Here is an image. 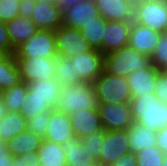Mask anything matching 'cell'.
I'll return each mask as SVG.
<instances>
[{
	"mask_svg": "<svg viewBox=\"0 0 167 166\" xmlns=\"http://www.w3.org/2000/svg\"><path fill=\"white\" fill-rule=\"evenodd\" d=\"M51 112L52 110L48 112L39 113L35 117L26 119L27 130L32 131L34 134L44 138L48 128V123L50 121Z\"/></svg>",
	"mask_w": 167,
	"mask_h": 166,
	"instance_id": "d6a6232c",
	"label": "cell"
},
{
	"mask_svg": "<svg viewBox=\"0 0 167 166\" xmlns=\"http://www.w3.org/2000/svg\"><path fill=\"white\" fill-rule=\"evenodd\" d=\"M38 153L27 152L14 159L13 166H37L39 165Z\"/></svg>",
	"mask_w": 167,
	"mask_h": 166,
	"instance_id": "74e56055",
	"label": "cell"
},
{
	"mask_svg": "<svg viewBox=\"0 0 167 166\" xmlns=\"http://www.w3.org/2000/svg\"><path fill=\"white\" fill-rule=\"evenodd\" d=\"M15 156L9 154V160H0V166H13Z\"/></svg>",
	"mask_w": 167,
	"mask_h": 166,
	"instance_id": "7bdbcfd3",
	"label": "cell"
},
{
	"mask_svg": "<svg viewBox=\"0 0 167 166\" xmlns=\"http://www.w3.org/2000/svg\"><path fill=\"white\" fill-rule=\"evenodd\" d=\"M36 2H44V3H50V4H59L60 0H35Z\"/></svg>",
	"mask_w": 167,
	"mask_h": 166,
	"instance_id": "bcb514c9",
	"label": "cell"
},
{
	"mask_svg": "<svg viewBox=\"0 0 167 166\" xmlns=\"http://www.w3.org/2000/svg\"><path fill=\"white\" fill-rule=\"evenodd\" d=\"M75 137L70 116L60 110L52 109L44 140L63 145Z\"/></svg>",
	"mask_w": 167,
	"mask_h": 166,
	"instance_id": "9a60e30c",
	"label": "cell"
},
{
	"mask_svg": "<svg viewBox=\"0 0 167 166\" xmlns=\"http://www.w3.org/2000/svg\"><path fill=\"white\" fill-rule=\"evenodd\" d=\"M26 102L20 113L26 118L35 117L39 113L56 109L57 100L61 94L62 85L56 78L37 80L27 83Z\"/></svg>",
	"mask_w": 167,
	"mask_h": 166,
	"instance_id": "6da1fadb",
	"label": "cell"
},
{
	"mask_svg": "<svg viewBox=\"0 0 167 166\" xmlns=\"http://www.w3.org/2000/svg\"><path fill=\"white\" fill-rule=\"evenodd\" d=\"M110 166H137L136 156L132 152L124 154Z\"/></svg>",
	"mask_w": 167,
	"mask_h": 166,
	"instance_id": "ab89813d",
	"label": "cell"
},
{
	"mask_svg": "<svg viewBox=\"0 0 167 166\" xmlns=\"http://www.w3.org/2000/svg\"><path fill=\"white\" fill-rule=\"evenodd\" d=\"M154 95L160 102L167 103V71H158Z\"/></svg>",
	"mask_w": 167,
	"mask_h": 166,
	"instance_id": "d590c367",
	"label": "cell"
},
{
	"mask_svg": "<svg viewBox=\"0 0 167 166\" xmlns=\"http://www.w3.org/2000/svg\"><path fill=\"white\" fill-rule=\"evenodd\" d=\"M106 20L102 16L95 18L80 29L84 39L88 42L92 49L99 50L102 53V36L106 25Z\"/></svg>",
	"mask_w": 167,
	"mask_h": 166,
	"instance_id": "f546056e",
	"label": "cell"
},
{
	"mask_svg": "<svg viewBox=\"0 0 167 166\" xmlns=\"http://www.w3.org/2000/svg\"><path fill=\"white\" fill-rule=\"evenodd\" d=\"M133 22L157 32H166V0H136Z\"/></svg>",
	"mask_w": 167,
	"mask_h": 166,
	"instance_id": "8992f818",
	"label": "cell"
},
{
	"mask_svg": "<svg viewBox=\"0 0 167 166\" xmlns=\"http://www.w3.org/2000/svg\"><path fill=\"white\" fill-rule=\"evenodd\" d=\"M26 118L20 112H7L0 120V135L7 143L27 129Z\"/></svg>",
	"mask_w": 167,
	"mask_h": 166,
	"instance_id": "d4e9b609",
	"label": "cell"
},
{
	"mask_svg": "<svg viewBox=\"0 0 167 166\" xmlns=\"http://www.w3.org/2000/svg\"><path fill=\"white\" fill-rule=\"evenodd\" d=\"M22 82L55 78L54 58H15Z\"/></svg>",
	"mask_w": 167,
	"mask_h": 166,
	"instance_id": "9c48e42d",
	"label": "cell"
},
{
	"mask_svg": "<svg viewBox=\"0 0 167 166\" xmlns=\"http://www.w3.org/2000/svg\"><path fill=\"white\" fill-rule=\"evenodd\" d=\"M4 55H5L4 53H1V52H0V59H1Z\"/></svg>",
	"mask_w": 167,
	"mask_h": 166,
	"instance_id": "c3c4849f",
	"label": "cell"
},
{
	"mask_svg": "<svg viewBox=\"0 0 167 166\" xmlns=\"http://www.w3.org/2000/svg\"><path fill=\"white\" fill-rule=\"evenodd\" d=\"M71 61L82 82L93 83L104 70V54L96 49L71 57Z\"/></svg>",
	"mask_w": 167,
	"mask_h": 166,
	"instance_id": "7c38bea8",
	"label": "cell"
},
{
	"mask_svg": "<svg viewBox=\"0 0 167 166\" xmlns=\"http://www.w3.org/2000/svg\"><path fill=\"white\" fill-rule=\"evenodd\" d=\"M156 146L167 155V126L157 131Z\"/></svg>",
	"mask_w": 167,
	"mask_h": 166,
	"instance_id": "60d3db41",
	"label": "cell"
},
{
	"mask_svg": "<svg viewBox=\"0 0 167 166\" xmlns=\"http://www.w3.org/2000/svg\"><path fill=\"white\" fill-rule=\"evenodd\" d=\"M7 114V109L5 107L4 101L0 94V120Z\"/></svg>",
	"mask_w": 167,
	"mask_h": 166,
	"instance_id": "ee69618b",
	"label": "cell"
},
{
	"mask_svg": "<svg viewBox=\"0 0 167 166\" xmlns=\"http://www.w3.org/2000/svg\"><path fill=\"white\" fill-rule=\"evenodd\" d=\"M35 5V0H21L19 6V15L31 19Z\"/></svg>",
	"mask_w": 167,
	"mask_h": 166,
	"instance_id": "f35d334b",
	"label": "cell"
},
{
	"mask_svg": "<svg viewBox=\"0 0 167 166\" xmlns=\"http://www.w3.org/2000/svg\"><path fill=\"white\" fill-rule=\"evenodd\" d=\"M151 62L158 71H167V32L160 34Z\"/></svg>",
	"mask_w": 167,
	"mask_h": 166,
	"instance_id": "1f68e13d",
	"label": "cell"
},
{
	"mask_svg": "<svg viewBox=\"0 0 167 166\" xmlns=\"http://www.w3.org/2000/svg\"><path fill=\"white\" fill-rule=\"evenodd\" d=\"M98 111L105 131L126 130L135 122L130 103H99Z\"/></svg>",
	"mask_w": 167,
	"mask_h": 166,
	"instance_id": "ba28073f",
	"label": "cell"
},
{
	"mask_svg": "<svg viewBox=\"0 0 167 166\" xmlns=\"http://www.w3.org/2000/svg\"><path fill=\"white\" fill-rule=\"evenodd\" d=\"M96 90L92 83L82 82L62 86L56 109L70 115L79 110H98Z\"/></svg>",
	"mask_w": 167,
	"mask_h": 166,
	"instance_id": "3957f363",
	"label": "cell"
},
{
	"mask_svg": "<svg viewBox=\"0 0 167 166\" xmlns=\"http://www.w3.org/2000/svg\"><path fill=\"white\" fill-rule=\"evenodd\" d=\"M37 153L41 166H66L65 152L62 145L58 143L43 139Z\"/></svg>",
	"mask_w": 167,
	"mask_h": 166,
	"instance_id": "4316f807",
	"label": "cell"
},
{
	"mask_svg": "<svg viewBox=\"0 0 167 166\" xmlns=\"http://www.w3.org/2000/svg\"><path fill=\"white\" fill-rule=\"evenodd\" d=\"M57 54L65 58H71L91 49L79 29H73L62 25L55 30Z\"/></svg>",
	"mask_w": 167,
	"mask_h": 166,
	"instance_id": "8fae6325",
	"label": "cell"
},
{
	"mask_svg": "<svg viewBox=\"0 0 167 166\" xmlns=\"http://www.w3.org/2000/svg\"><path fill=\"white\" fill-rule=\"evenodd\" d=\"M78 1H80V0H60L59 5H60L61 8L63 9V8H65V7H67V6H70V5H72L73 3H76V2H78Z\"/></svg>",
	"mask_w": 167,
	"mask_h": 166,
	"instance_id": "f6af8a7d",
	"label": "cell"
},
{
	"mask_svg": "<svg viewBox=\"0 0 167 166\" xmlns=\"http://www.w3.org/2000/svg\"><path fill=\"white\" fill-rule=\"evenodd\" d=\"M15 50L11 44L6 23L0 21V52L4 54H15Z\"/></svg>",
	"mask_w": 167,
	"mask_h": 166,
	"instance_id": "8d00e7d4",
	"label": "cell"
},
{
	"mask_svg": "<svg viewBox=\"0 0 167 166\" xmlns=\"http://www.w3.org/2000/svg\"><path fill=\"white\" fill-rule=\"evenodd\" d=\"M160 34V32L132 22L128 45L141 54L151 57L158 44Z\"/></svg>",
	"mask_w": 167,
	"mask_h": 166,
	"instance_id": "2e32d148",
	"label": "cell"
},
{
	"mask_svg": "<svg viewBox=\"0 0 167 166\" xmlns=\"http://www.w3.org/2000/svg\"><path fill=\"white\" fill-rule=\"evenodd\" d=\"M130 152L131 150L126 130H106L97 163L102 166H110L122 155Z\"/></svg>",
	"mask_w": 167,
	"mask_h": 166,
	"instance_id": "30bf717a",
	"label": "cell"
},
{
	"mask_svg": "<svg viewBox=\"0 0 167 166\" xmlns=\"http://www.w3.org/2000/svg\"><path fill=\"white\" fill-rule=\"evenodd\" d=\"M162 166H167V155H166V157L164 158V162H163Z\"/></svg>",
	"mask_w": 167,
	"mask_h": 166,
	"instance_id": "7dc6e473",
	"label": "cell"
},
{
	"mask_svg": "<svg viewBox=\"0 0 167 166\" xmlns=\"http://www.w3.org/2000/svg\"><path fill=\"white\" fill-rule=\"evenodd\" d=\"M31 20L39 30H57L63 25L62 8L59 4L36 2Z\"/></svg>",
	"mask_w": 167,
	"mask_h": 166,
	"instance_id": "ac0fdd59",
	"label": "cell"
},
{
	"mask_svg": "<svg viewBox=\"0 0 167 166\" xmlns=\"http://www.w3.org/2000/svg\"><path fill=\"white\" fill-rule=\"evenodd\" d=\"M69 116L75 137L79 139L104 130L98 110H79Z\"/></svg>",
	"mask_w": 167,
	"mask_h": 166,
	"instance_id": "ffe728a7",
	"label": "cell"
},
{
	"mask_svg": "<svg viewBox=\"0 0 167 166\" xmlns=\"http://www.w3.org/2000/svg\"><path fill=\"white\" fill-rule=\"evenodd\" d=\"M43 138L32 131L25 130L20 135L7 142L9 152L17 157L27 152H38Z\"/></svg>",
	"mask_w": 167,
	"mask_h": 166,
	"instance_id": "cb8c5ba5",
	"label": "cell"
},
{
	"mask_svg": "<svg viewBox=\"0 0 167 166\" xmlns=\"http://www.w3.org/2000/svg\"><path fill=\"white\" fill-rule=\"evenodd\" d=\"M104 71L127 77L138 69L152 66L151 57L143 55L129 45L104 55Z\"/></svg>",
	"mask_w": 167,
	"mask_h": 166,
	"instance_id": "277c9868",
	"label": "cell"
},
{
	"mask_svg": "<svg viewBox=\"0 0 167 166\" xmlns=\"http://www.w3.org/2000/svg\"><path fill=\"white\" fill-rule=\"evenodd\" d=\"M56 55L58 54L54 30H38L15 50V58H54Z\"/></svg>",
	"mask_w": 167,
	"mask_h": 166,
	"instance_id": "52a82bcc",
	"label": "cell"
},
{
	"mask_svg": "<svg viewBox=\"0 0 167 166\" xmlns=\"http://www.w3.org/2000/svg\"><path fill=\"white\" fill-rule=\"evenodd\" d=\"M106 21H133L134 0H94Z\"/></svg>",
	"mask_w": 167,
	"mask_h": 166,
	"instance_id": "e0dca14e",
	"label": "cell"
},
{
	"mask_svg": "<svg viewBox=\"0 0 167 166\" xmlns=\"http://www.w3.org/2000/svg\"><path fill=\"white\" fill-rule=\"evenodd\" d=\"M158 70L152 65L138 69L126 77L131 98L154 94Z\"/></svg>",
	"mask_w": 167,
	"mask_h": 166,
	"instance_id": "d6986e66",
	"label": "cell"
},
{
	"mask_svg": "<svg viewBox=\"0 0 167 166\" xmlns=\"http://www.w3.org/2000/svg\"><path fill=\"white\" fill-rule=\"evenodd\" d=\"M129 139V146L132 153L142 151L144 148L156 146V133L144 125L134 122L126 129Z\"/></svg>",
	"mask_w": 167,
	"mask_h": 166,
	"instance_id": "603a6c76",
	"label": "cell"
},
{
	"mask_svg": "<svg viewBox=\"0 0 167 166\" xmlns=\"http://www.w3.org/2000/svg\"><path fill=\"white\" fill-rule=\"evenodd\" d=\"M137 166H162L166 155L157 147L144 148L135 153Z\"/></svg>",
	"mask_w": 167,
	"mask_h": 166,
	"instance_id": "4dcf8cb0",
	"label": "cell"
},
{
	"mask_svg": "<svg viewBox=\"0 0 167 166\" xmlns=\"http://www.w3.org/2000/svg\"><path fill=\"white\" fill-rule=\"evenodd\" d=\"M96 90L98 103H130V88L125 77L102 71L100 76L92 83Z\"/></svg>",
	"mask_w": 167,
	"mask_h": 166,
	"instance_id": "5b68a950",
	"label": "cell"
},
{
	"mask_svg": "<svg viewBox=\"0 0 167 166\" xmlns=\"http://www.w3.org/2000/svg\"><path fill=\"white\" fill-rule=\"evenodd\" d=\"M100 16L94 0H80L62 9L63 25L81 29Z\"/></svg>",
	"mask_w": 167,
	"mask_h": 166,
	"instance_id": "4fadbf2b",
	"label": "cell"
},
{
	"mask_svg": "<svg viewBox=\"0 0 167 166\" xmlns=\"http://www.w3.org/2000/svg\"><path fill=\"white\" fill-rule=\"evenodd\" d=\"M133 21H107L102 36V53L108 54L128 45Z\"/></svg>",
	"mask_w": 167,
	"mask_h": 166,
	"instance_id": "5bb4252c",
	"label": "cell"
},
{
	"mask_svg": "<svg viewBox=\"0 0 167 166\" xmlns=\"http://www.w3.org/2000/svg\"><path fill=\"white\" fill-rule=\"evenodd\" d=\"M62 147L65 152L66 166H95L98 164L77 137L70 138Z\"/></svg>",
	"mask_w": 167,
	"mask_h": 166,
	"instance_id": "44dd1931",
	"label": "cell"
},
{
	"mask_svg": "<svg viewBox=\"0 0 167 166\" xmlns=\"http://www.w3.org/2000/svg\"><path fill=\"white\" fill-rule=\"evenodd\" d=\"M134 121L152 131L167 126V103L160 102L154 95L132 98L130 101Z\"/></svg>",
	"mask_w": 167,
	"mask_h": 166,
	"instance_id": "7a4b0ae2",
	"label": "cell"
},
{
	"mask_svg": "<svg viewBox=\"0 0 167 166\" xmlns=\"http://www.w3.org/2000/svg\"><path fill=\"white\" fill-rule=\"evenodd\" d=\"M21 0H0V21L7 23L19 16Z\"/></svg>",
	"mask_w": 167,
	"mask_h": 166,
	"instance_id": "e575fe53",
	"label": "cell"
},
{
	"mask_svg": "<svg viewBox=\"0 0 167 166\" xmlns=\"http://www.w3.org/2000/svg\"><path fill=\"white\" fill-rule=\"evenodd\" d=\"M9 150L7 143L1 142L0 143V160H9Z\"/></svg>",
	"mask_w": 167,
	"mask_h": 166,
	"instance_id": "b9f144b4",
	"label": "cell"
},
{
	"mask_svg": "<svg viewBox=\"0 0 167 166\" xmlns=\"http://www.w3.org/2000/svg\"><path fill=\"white\" fill-rule=\"evenodd\" d=\"M55 78L62 86H71L72 84L82 83L75 68L72 65L71 58H65L59 55L54 57Z\"/></svg>",
	"mask_w": 167,
	"mask_h": 166,
	"instance_id": "83f0119b",
	"label": "cell"
},
{
	"mask_svg": "<svg viewBox=\"0 0 167 166\" xmlns=\"http://www.w3.org/2000/svg\"><path fill=\"white\" fill-rule=\"evenodd\" d=\"M6 26L11 44L15 49L39 30L31 19L20 15L8 21Z\"/></svg>",
	"mask_w": 167,
	"mask_h": 166,
	"instance_id": "7402d4cb",
	"label": "cell"
},
{
	"mask_svg": "<svg viewBox=\"0 0 167 166\" xmlns=\"http://www.w3.org/2000/svg\"><path fill=\"white\" fill-rule=\"evenodd\" d=\"M105 138V130L91 134L90 136L81 138V143L84 145L85 149L89 150L92 157L97 161L99 160L101 145L103 144Z\"/></svg>",
	"mask_w": 167,
	"mask_h": 166,
	"instance_id": "836d02e7",
	"label": "cell"
},
{
	"mask_svg": "<svg viewBox=\"0 0 167 166\" xmlns=\"http://www.w3.org/2000/svg\"><path fill=\"white\" fill-rule=\"evenodd\" d=\"M21 81L15 54H5L0 59V92L18 85Z\"/></svg>",
	"mask_w": 167,
	"mask_h": 166,
	"instance_id": "484cf974",
	"label": "cell"
},
{
	"mask_svg": "<svg viewBox=\"0 0 167 166\" xmlns=\"http://www.w3.org/2000/svg\"><path fill=\"white\" fill-rule=\"evenodd\" d=\"M28 87L26 82H20L12 88L0 92L7 112H20L26 102Z\"/></svg>",
	"mask_w": 167,
	"mask_h": 166,
	"instance_id": "f1b7e54d",
	"label": "cell"
}]
</instances>
